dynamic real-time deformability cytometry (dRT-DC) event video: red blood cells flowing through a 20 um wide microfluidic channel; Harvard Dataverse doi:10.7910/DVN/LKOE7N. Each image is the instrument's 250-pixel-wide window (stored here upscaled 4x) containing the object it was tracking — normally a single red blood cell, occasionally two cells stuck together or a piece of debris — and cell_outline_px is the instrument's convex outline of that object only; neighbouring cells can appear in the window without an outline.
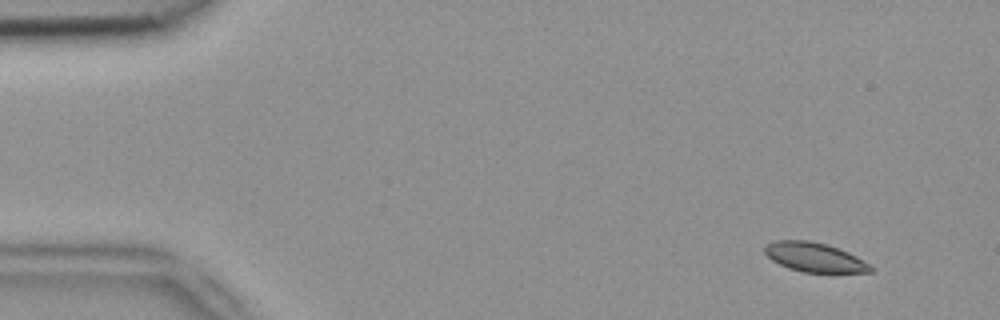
{"species": "common noctule bat (a hibernating species)", "species_latin": "Nyctalus noctula", "temperature_condition": "room temperature", "stored_images_in_passage": 5, "camera_frame_rate_fps": 3000, "um_per_image_px": 0.085, "animal": {"sex": "female", "body_mass_g": 18.4}, "frame": {"image": 1, "passage_image": 1, "time_ms": 0.0, "image_size_px": [1000, 320], "cell_outline_px": [[872, 272], [804, 272], [788, 268], [772, 260], [764, 252], [764, 244], [776, 240], [808, 240], [824, 244], [848, 252], [856, 256], [868, 264], [872, 268]], "centroid_in_image_um": [69.17, 21.86], "position_along_channel_um": 15.8, "area_um2": 17.8}}